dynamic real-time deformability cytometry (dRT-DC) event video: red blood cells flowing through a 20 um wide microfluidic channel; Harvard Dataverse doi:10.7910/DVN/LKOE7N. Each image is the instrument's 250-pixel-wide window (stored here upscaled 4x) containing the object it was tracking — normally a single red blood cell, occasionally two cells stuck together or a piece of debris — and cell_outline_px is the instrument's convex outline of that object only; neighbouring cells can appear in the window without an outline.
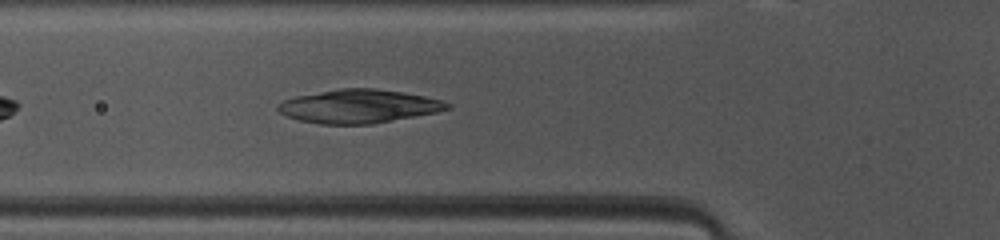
{"species": "common noctule bat (a hibernating species)", "species_latin": "Nyctalus noctula", "temperature_condition": "warm", "stored_images_in_passage": 34, "camera_frame_rate_fps": 3000, "um_per_image_px": 0.085, "animal": {"sex": "female", "body_mass_g": 10.0, "forearm_length_mm": 53.1}, "frame": {"image": 1, "passage_image": 7, "time_ms": 2.0, "image_size_px": [1000, 240], "cell_outline_px": [[452, 108], [436, 112], [372, 124], [320, 124], [300, 120], [288, 116], [280, 112], [276, 108], [276, 104], [284, 100], [296, 96], [340, 88], [376, 88], [424, 96], [444, 100], [452, 104]], "centroid_in_image_um": [30.51, 9.03], "position_along_channel_um": 95.3, "area_um2": 33.0}}
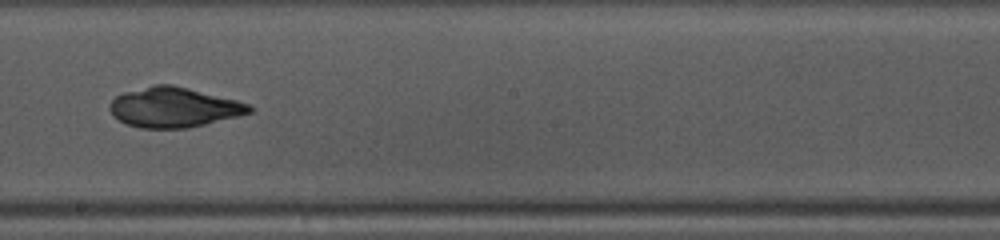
{"frame": {"image": 2, "passage_image": 17, "time_ms": 5.333, "image_size_px": [1000, 240], "cell_outline_px": [[256, 108], [252, 112], [240, 116], [204, 124], [184, 128], [140, 128], [128, 124], [112, 116], [108, 108], [108, 104], [116, 96], [124, 92], [152, 84], [172, 84], [236, 100], [248, 104]], "centroid_in_image_um": [14.76, 9.11], "position_along_channel_um": 233.4, "area_um2": 32.54}}
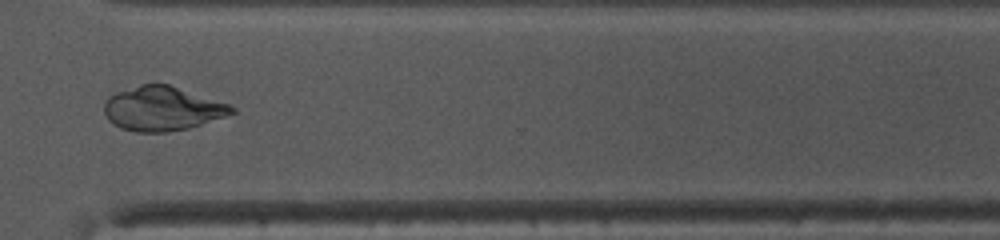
{"frame": {"image": 3, "passage_image": 26, "time_ms": 8.333, "image_size_px": [1000, 240], "cell_outline_px": [[236, 112], [188, 128], [168, 132], [136, 132], [120, 128], [112, 124], [108, 120], [104, 112], [104, 104], [108, 96], [116, 92], [140, 84], [168, 84], [232, 104], [236, 108]], "centroid_in_image_um": [13.79, 9.23], "position_along_channel_um": 356.8, "area_um2": 33.0}}